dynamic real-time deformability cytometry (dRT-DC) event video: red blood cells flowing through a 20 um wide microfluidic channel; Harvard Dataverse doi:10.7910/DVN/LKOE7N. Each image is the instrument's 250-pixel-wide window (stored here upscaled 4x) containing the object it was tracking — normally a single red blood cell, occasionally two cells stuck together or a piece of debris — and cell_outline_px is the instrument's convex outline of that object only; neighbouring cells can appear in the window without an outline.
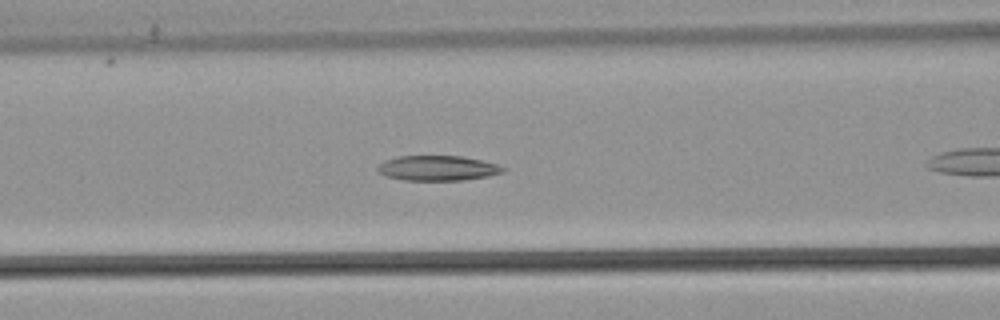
{"species": "common noctule bat (a hibernating species)", "species_latin": "Nyctalus noctula", "temperature_condition": "warm", "stored_images_in_passage": 29, "camera_frame_rate_fps": 3000, "um_per_image_px": 0.085, "animal": {"sex": "male", "body_mass_g": 21.5, "forearm_length_mm": 52.0}, "frame": {"image": 1, "passage_image": 9, "time_ms": 2.667, "image_size_px": [1000, 320], "cell_outline_px": [[508, 168], [504, 172], [488, 176], [464, 180], [404, 180], [384, 176], [376, 168], [384, 160], [400, 156], [460, 156], [480, 160], [496, 164]], "centroid_in_image_um": [37.2, 14.29], "position_along_channel_um": 129.4, "area_um2": 18.26}}
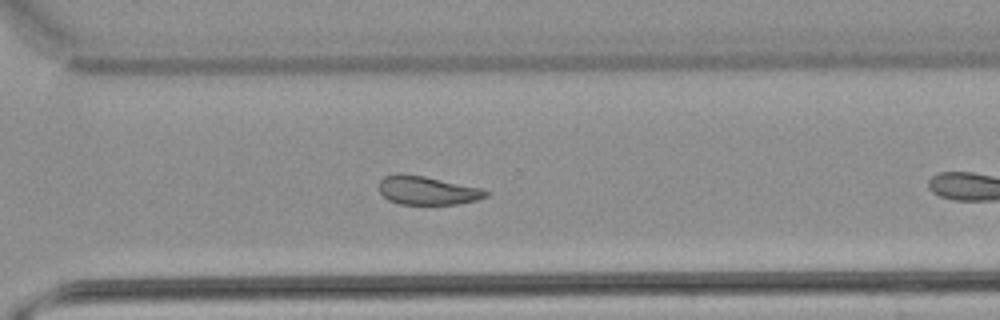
{"frame": {"image": 2, "passage_image": 25, "time_ms": 8.0, "image_size_px": [1000, 320], "cell_outline_px": [[488, 196], [476, 200], [456, 204], [400, 204], [388, 200], [380, 192], [380, 180], [384, 176], [424, 176], [480, 188], [488, 192]], "centroid_in_image_um": [36.35, 16.22], "position_along_channel_um": 334.3, "area_um2": 17.11}}